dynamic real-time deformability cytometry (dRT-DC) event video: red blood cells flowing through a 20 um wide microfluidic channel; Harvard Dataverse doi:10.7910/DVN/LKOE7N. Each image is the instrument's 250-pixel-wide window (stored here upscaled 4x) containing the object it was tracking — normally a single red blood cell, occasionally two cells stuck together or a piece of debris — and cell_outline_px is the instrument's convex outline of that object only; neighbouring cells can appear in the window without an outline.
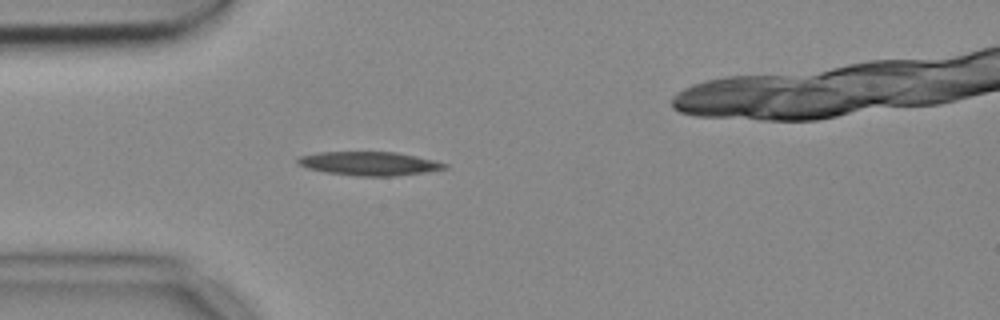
{"species": "common noctule bat (a hibernating species)", "species_latin": "Nyctalus noctula", "temperature_condition": "cold", "stored_images_in_passage": 3, "camera_frame_rate_fps": 3000, "um_per_image_px": 0.085, "animal": {"sex": "female", "body_mass_g": 18.4}, "frame": {"image": 1, "passage_image": 3, "time_ms": 0.667, "image_size_px": [1000, 320], "cell_outline_px": [[448, 168], [424, 172], [392, 176], [356, 176], [328, 172], [308, 168], [296, 164], [296, 160], [300, 156], [316, 152], [396, 152], [436, 160], [448, 164]], "centroid_in_image_um": [31.39, 13.89], "position_along_channel_um": 53.6, "area_um2": 20.29}}